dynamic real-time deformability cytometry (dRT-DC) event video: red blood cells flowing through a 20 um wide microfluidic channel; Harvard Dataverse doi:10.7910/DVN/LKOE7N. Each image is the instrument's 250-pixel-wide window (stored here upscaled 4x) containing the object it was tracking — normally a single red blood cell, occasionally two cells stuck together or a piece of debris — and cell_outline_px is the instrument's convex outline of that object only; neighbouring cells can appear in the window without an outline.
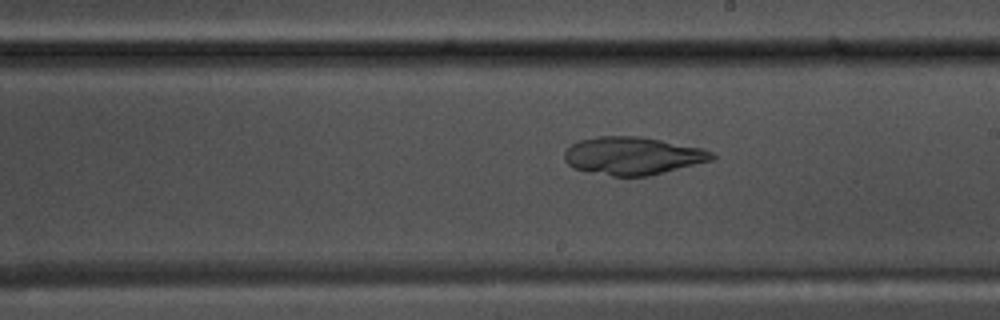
{"species": "common noctule bat (a hibernating species)", "species_latin": "Nyctalus noctula", "temperature_condition": "warm", "stored_images_in_passage": 44, "camera_frame_rate_fps": 3000, "um_per_image_px": 0.085, "animal": {"sex": "male", "body_mass_g": 17.5, "forearm_length_mm": 52.3}, "frame": {"image": 1, "passage_image": 21, "time_ms": 6.667, "image_size_px": [1000, 320], "cell_outline_px": [[716, 156], [712, 160], [648, 176], [612, 176], [588, 172], [572, 168], [564, 160], [564, 152], [572, 144], [580, 140], [600, 136], [640, 136], [704, 148], [712, 152]], "centroid_in_image_um": [53.77, 13.24], "position_along_channel_um": 235.2, "area_um2": 32.54}}
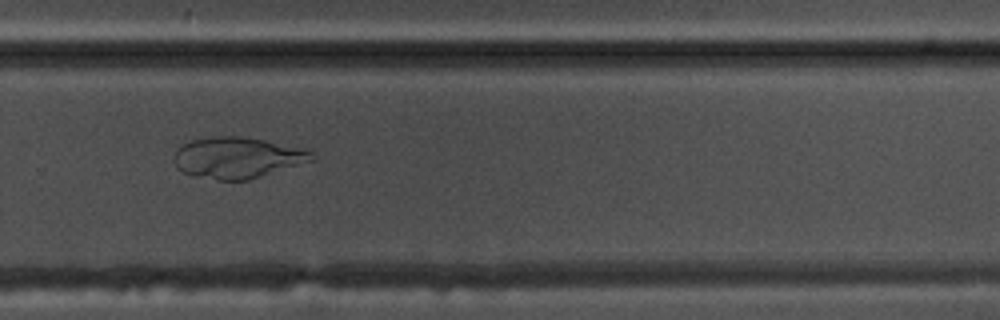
{"frame": {"image": 2, "passage_image": 27, "time_ms": 8.667, "image_size_px": [1000, 320], "cell_outline_px": [[316, 160], [248, 180], [220, 180], [196, 176], [184, 172], [176, 168], [176, 148], [192, 140], [216, 136], [236, 136], [264, 140], [304, 148], [312, 152], [316, 156]], "centroid_in_image_um": [20.24, 13.4], "position_along_channel_um": 309.6, "area_um2": 32.83}}
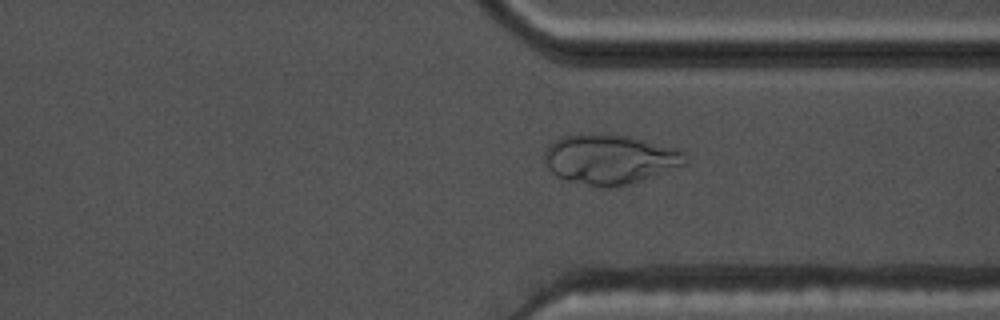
{"frame": {"image": 3, "passage_image": 31, "time_ms": 10.0, "image_size_px": [1000, 320], "cell_outline_px": [[688, 160], [684, 164], [620, 188], [604, 188], [568, 180], [556, 176], [548, 168], [544, 160], [544, 152], [548, 144], [552, 140], [560, 136], [624, 136], [644, 140], [676, 148], [684, 152]], "centroid_in_image_um": [51.81, 13.57], "position_along_channel_um": 359.6, "area_um2": 40.11}}